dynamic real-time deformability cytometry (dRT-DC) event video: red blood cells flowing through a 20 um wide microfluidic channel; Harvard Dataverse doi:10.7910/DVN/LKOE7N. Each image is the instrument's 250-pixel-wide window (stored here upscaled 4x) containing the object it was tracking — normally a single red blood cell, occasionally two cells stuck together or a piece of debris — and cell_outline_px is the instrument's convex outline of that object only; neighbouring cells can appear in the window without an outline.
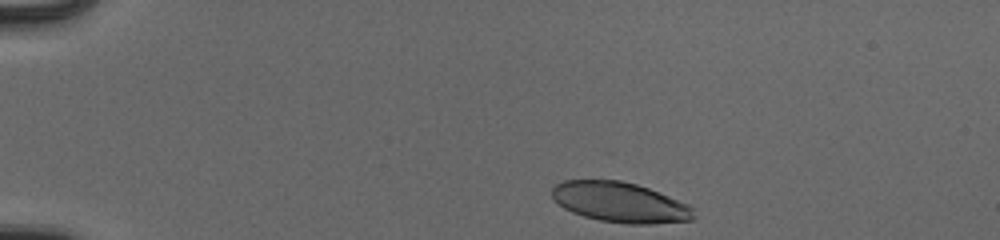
{"species": "human", "species_latin": "Homo sapiens", "temperature_condition": "cold", "stored_images_in_passage": 37, "camera_frame_rate_fps": 3000, "um_per_image_px": 0.085, "donor": {"sex": "male"}, "frame": {"image": 1, "passage_image": 1, "time_ms": 0.0, "image_size_px": [1000, 240], "cell_outline_px": [[696, 216], [692, 220], [652, 224], [628, 224], [600, 220], [584, 216], [572, 212], [564, 208], [552, 196], [552, 188], [556, 184], [564, 180], [620, 180], [636, 184], [648, 188], [688, 204], [692, 208]], "centroid_in_image_um": [52.71, 17.2], "position_along_channel_um": 32.3, "area_um2": 33.0}}
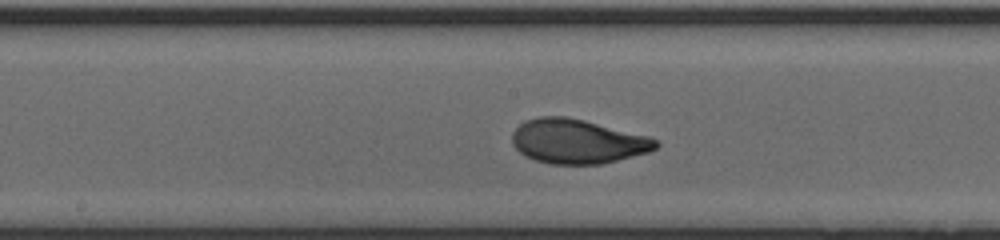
{"frame": {"image": 2, "passage_image": 20, "time_ms": 6.333, "image_size_px": [1000, 240], "cell_outline_px": [[660, 144], [656, 148], [648, 152], [600, 164], [548, 164], [524, 156], [512, 144], [512, 132], [524, 120], [540, 116], [568, 116], [648, 136], [656, 140]], "centroid_in_image_um": [49.04, 12.01], "position_along_channel_um": 199.2, "area_um2": 37.11}}
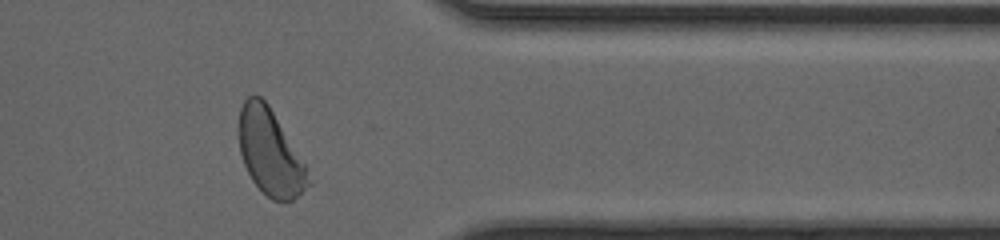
{"frame": {"image": 3, "passage_image": 35, "time_ms": 11.333, "image_size_px": [1000, 240], "cell_outline_px": [[312, 184], [292, 200], [272, 200], [252, 180], [244, 164], [240, 152], [236, 132], [236, 128], [240, 108], [244, 100], [248, 96], [260, 96], [268, 104], [304, 164]], "centroid_in_image_um": [22.9, 12.93], "position_along_channel_um": 388.5, "area_um2": 34.45}, "authors_computed_cell_mechanics": {"area_um2": 35.836, "velocity_mm_per_s": 3.9497, "shape_relaxation_time_tau1_ms": 2.9657, "shape_relaxation_time_tau2_ms": 0.933, "deformation_change_tau1": 0.1764, "deformation_change_tau2": 0.0451}}